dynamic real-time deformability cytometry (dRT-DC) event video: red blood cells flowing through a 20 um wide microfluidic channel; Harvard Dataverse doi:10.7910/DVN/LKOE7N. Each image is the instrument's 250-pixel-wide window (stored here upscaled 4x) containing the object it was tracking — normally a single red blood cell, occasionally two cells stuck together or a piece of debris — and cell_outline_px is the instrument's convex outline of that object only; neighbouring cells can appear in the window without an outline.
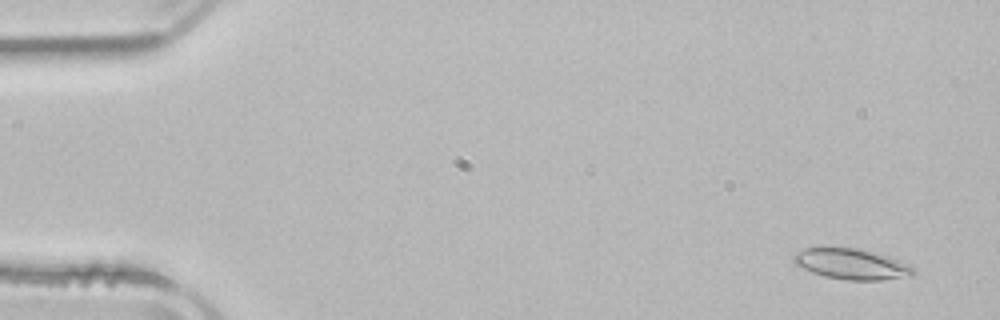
{"species": "common noctule bat (a hibernating species)", "species_latin": "Nyctalus noctula", "temperature_condition": "room temperature", "stored_images_in_passage": 47, "camera_frame_rate_fps": 3000, "um_per_image_px": 0.085, "animal": {"sex": "male", "body_mass_g": 21.5, "forearm_length_mm": 52.0}, "frame": {"image": 1, "passage_image": 3, "time_ms": 0.667, "image_size_px": [1000, 320], "cell_outline_px": [[916, 272], [912, 276], [880, 280], [848, 280], [824, 276], [812, 272], [796, 264], [792, 260], [792, 256], [796, 252], [804, 248], [820, 244], [856, 248], [888, 256], [908, 264]], "centroid_in_image_um": [72.3, 22.4], "position_along_channel_um": 12.7, "area_um2": 21.91}}
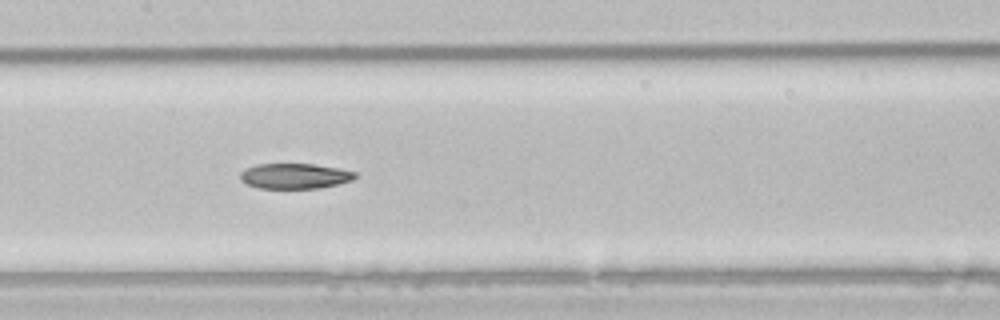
{"frame": {"image": 2, "passage_image": 20, "time_ms": 6.333, "image_size_px": [1000, 320], "cell_outline_px": [[356, 176], [352, 180], [340, 184], [320, 188], [260, 188], [248, 184], [240, 180], [240, 172], [244, 168], [256, 164], [316, 164], [340, 168], [356, 172]], "centroid_in_image_um": [25.06, 14.95], "position_along_channel_um": 182.3, "area_um2": 17.11}}
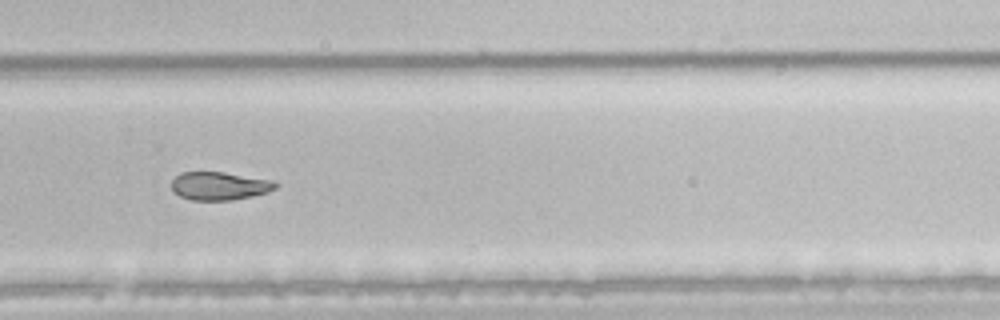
{"frame": {"image": 3, "passage_image": 30, "time_ms": 9.667, "image_size_px": [1000, 320], "cell_outline_px": [[280, 184], [276, 188], [268, 192], [252, 196], [232, 200], [192, 200], [180, 196], [172, 192], [172, 180], [180, 172], [224, 172], [276, 180]], "centroid_in_image_um": [18.69, 15.8], "position_along_channel_um": 311.1, "area_um2": 17.34}}